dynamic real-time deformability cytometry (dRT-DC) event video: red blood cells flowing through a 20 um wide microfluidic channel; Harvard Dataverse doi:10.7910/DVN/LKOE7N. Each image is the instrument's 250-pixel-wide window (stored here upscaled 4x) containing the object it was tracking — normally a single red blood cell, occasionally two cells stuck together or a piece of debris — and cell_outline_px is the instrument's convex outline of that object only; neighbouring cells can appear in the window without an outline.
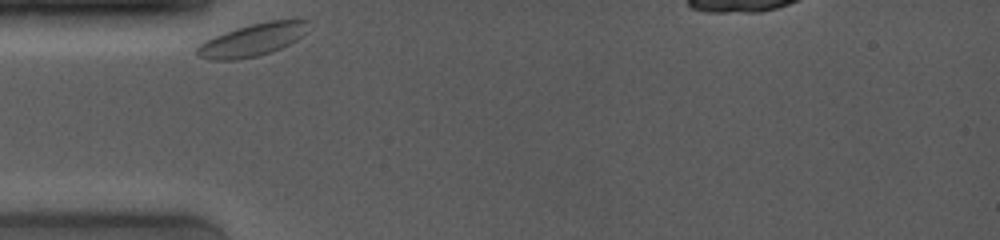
{"species": "common noctule bat (a hibernating species)", "species_latin": "Nyctalus noctula", "temperature_condition": "room temperature", "stored_images_in_passage": 42, "camera_frame_rate_fps": 4000, "um_per_image_px": 0.085, "animal": {"sex": "female", "body_mass_g": 19.0, "forearm_length_mm": 53.3}, "frame": {"image": 1, "passage_image": 1, "time_ms": 0.0, "image_size_px": [1000, 240], "cell_outline_px": [[308, 20], [304, 32], [296, 40], [280, 48], [256, 56], [236, 60], [212, 60], [200, 56], [196, 52], [196, 48], [200, 44], [224, 32], [236, 28], [268, 20]], "centroid_in_image_um": [21.42, 3.39], "position_along_channel_um": 63.6, "area_um2": 20.46}}
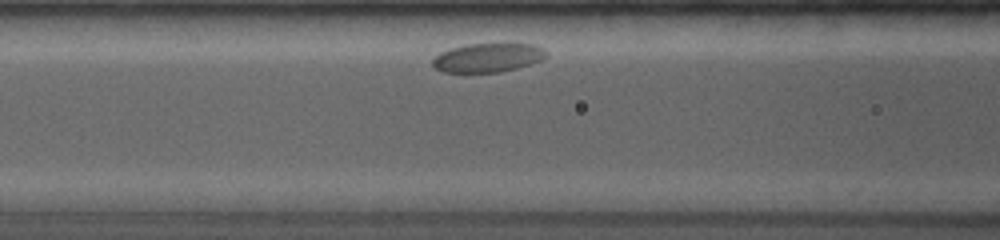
{"frame": {"image": 2, "passage_image": 9, "time_ms": 2.0, "image_size_px": [1000, 240], "cell_outline_px": [[548, 56], [532, 64], [500, 72], [440, 72], [432, 64], [432, 60], [440, 52], [464, 44], [500, 40], [504, 40], [532, 44], [544, 48], [548, 52]], "centroid_in_image_um": [41.53, 4.84], "position_along_channel_um": 125.1, "area_um2": 20.23}}
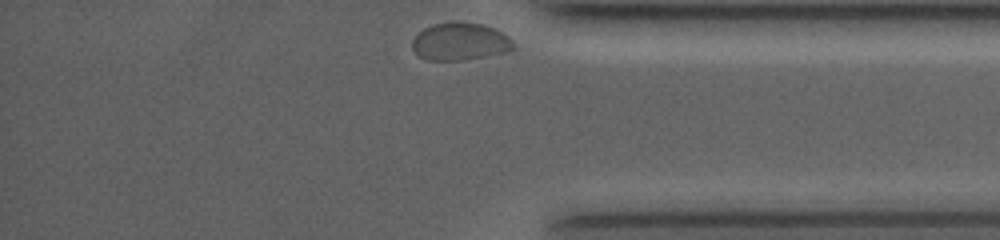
{"frame": {"image": 3, "passage_image": 42, "time_ms": 10.25, "image_size_px": [1000, 240], "cell_outline_px": [[512, 48], [508, 52], [460, 60], [428, 60], [416, 56], [412, 48], [412, 40], [424, 28], [432, 24], [452, 20], [460, 20], [484, 24], [496, 28], [508, 36], [512, 40]], "centroid_in_image_um": [39.08, 3.5], "position_along_channel_um": 396.1, "area_um2": 22.54}}